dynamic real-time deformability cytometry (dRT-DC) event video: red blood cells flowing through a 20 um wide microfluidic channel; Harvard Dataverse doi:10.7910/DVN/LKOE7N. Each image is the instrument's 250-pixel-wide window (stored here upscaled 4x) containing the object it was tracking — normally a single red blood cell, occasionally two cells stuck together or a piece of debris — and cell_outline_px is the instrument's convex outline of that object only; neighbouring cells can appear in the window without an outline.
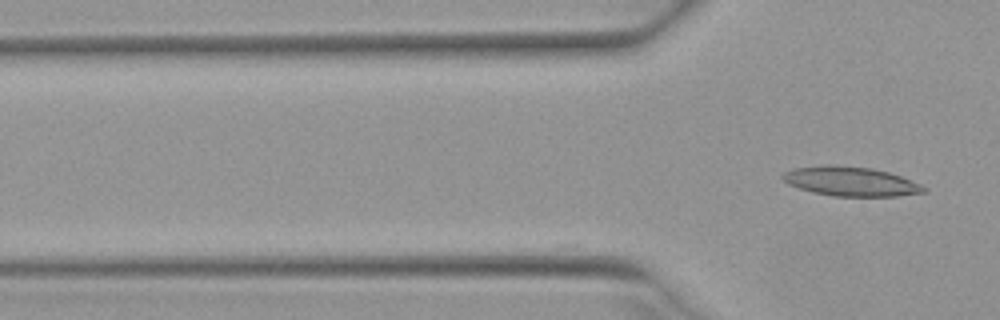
{"species": "Egyptian fruit bat (a non-hibernating species)", "species_latin": "Rousettus aegyptiacus", "temperature_condition": "warm", "stored_images_in_passage": 14, "camera_frame_rate_fps": 3000, "um_per_image_px": 0.085, "animal": {"sex": "female"}, "frame": {"image": 1, "passage_image": 14, "time_ms": 4.333, "image_size_px": [1000, 320], "cell_outline_px": [[928, 192], [896, 196], [832, 196], [812, 192], [788, 184], [780, 176], [784, 172], [792, 168], [824, 164], [836, 164], [872, 168], [888, 172], [900, 176], [920, 184], [928, 188]], "centroid_in_image_um": [72.29, 15.41], "position_along_channel_um": 53.5, "area_um2": 24.39}}